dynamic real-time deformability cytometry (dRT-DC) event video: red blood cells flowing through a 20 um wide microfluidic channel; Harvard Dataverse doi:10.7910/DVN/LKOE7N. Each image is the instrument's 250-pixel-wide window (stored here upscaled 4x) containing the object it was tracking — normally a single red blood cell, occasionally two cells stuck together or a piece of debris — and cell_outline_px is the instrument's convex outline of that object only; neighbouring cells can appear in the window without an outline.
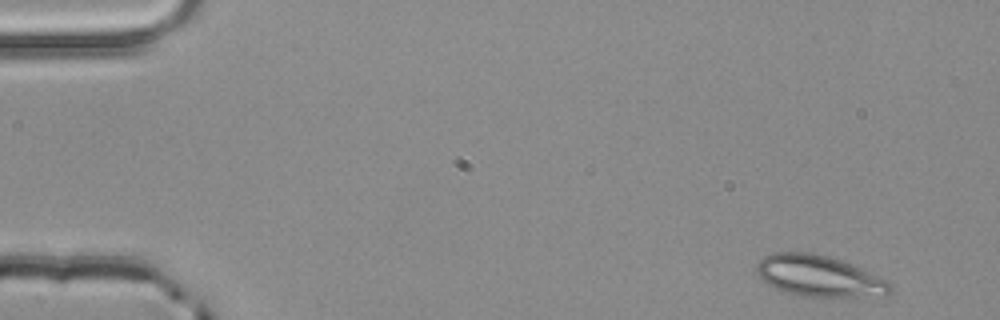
{"species": "common noctule bat (a hibernating species)", "species_latin": "Nyctalus noctula", "temperature_condition": "room temperature", "stored_images_in_passage": 4, "camera_frame_rate_fps": 3000, "um_per_image_px": 0.085, "animal": {"sex": "male", "body_mass_g": 20.4}, "frame": {"image": 1, "passage_image": 1, "time_ms": 0.0, "image_size_px": [1000, 320], "cell_outline_px": [[892, 292], [888, 296], [800, 296], [776, 288], [768, 284], [756, 272], [756, 264], [764, 256], [776, 252], [808, 252], [828, 256], [840, 260], [880, 276], [888, 280], [892, 288]], "centroid_in_image_um": [69.65, 23.46], "position_along_channel_um": 15.4, "area_um2": 31.85}}